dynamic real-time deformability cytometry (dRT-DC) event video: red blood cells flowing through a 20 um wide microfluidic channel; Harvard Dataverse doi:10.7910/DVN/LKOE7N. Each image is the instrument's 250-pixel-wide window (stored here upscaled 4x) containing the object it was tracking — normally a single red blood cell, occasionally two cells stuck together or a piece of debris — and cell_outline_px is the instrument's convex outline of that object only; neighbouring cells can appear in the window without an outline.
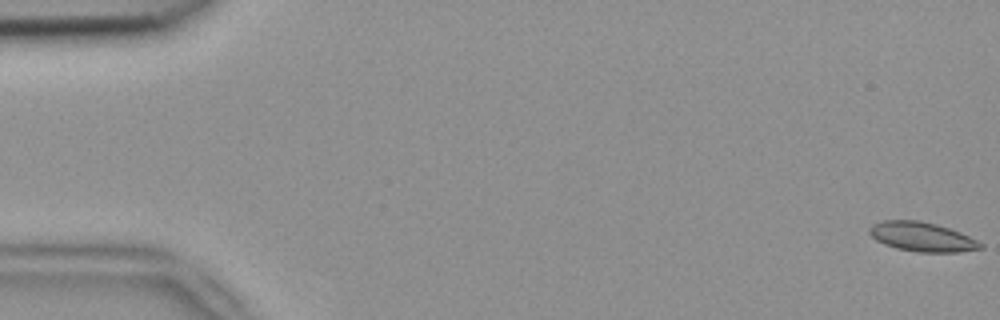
{"species": "common noctule bat (a hibernating species)", "species_latin": "Nyctalus noctula", "temperature_condition": "room temperature", "stored_images_in_passage": 5, "camera_frame_rate_fps": 3000, "um_per_image_px": 0.085, "animal": {"sex": "female", "body_mass_g": 18.4}, "frame": {"image": 1, "passage_image": 1, "time_ms": 0.0, "image_size_px": [1000, 320], "cell_outline_px": [[984, 248], [960, 252], [920, 252], [896, 248], [884, 244], [876, 240], [868, 232], [868, 228], [872, 224], [884, 220], [920, 220], [936, 224], [960, 232], [984, 244]], "centroid_in_image_um": [78.36, 20.13], "position_along_channel_um": 6.6, "area_um2": 19.02}}
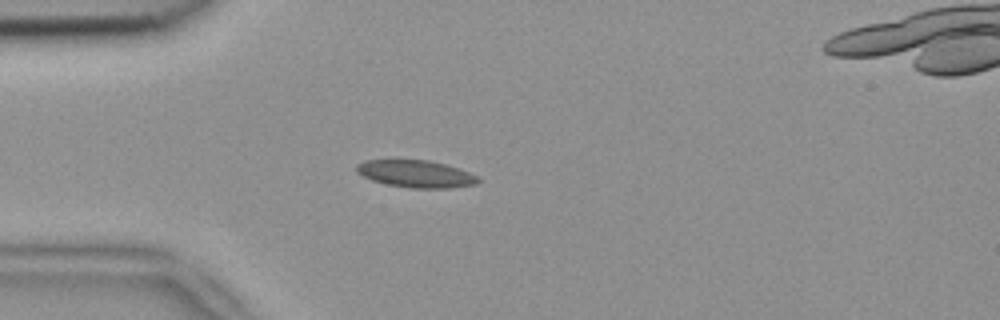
{"frame": {"image": 2, "passage_image": 5, "time_ms": 1.333, "image_size_px": [1000, 320], "cell_outline_px": [[480, 180], [476, 184], [448, 188], [412, 188], [388, 184], [372, 180], [356, 172], [356, 164], [364, 160], [396, 156], [428, 160], [460, 168], [476, 176]], "centroid_in_image_um": [35.26, 14.71], "position_along_channel_um": 49.7, "area_um2": 20.06}}